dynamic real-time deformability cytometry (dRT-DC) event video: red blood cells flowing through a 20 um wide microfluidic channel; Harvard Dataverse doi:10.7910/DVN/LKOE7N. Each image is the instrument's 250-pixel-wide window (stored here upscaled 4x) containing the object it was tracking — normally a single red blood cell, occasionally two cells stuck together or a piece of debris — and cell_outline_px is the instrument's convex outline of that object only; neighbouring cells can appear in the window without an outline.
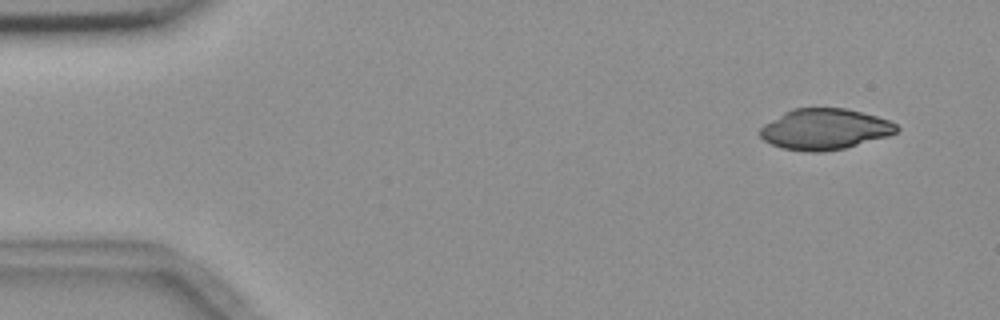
{"species": "common noctule bat (a hibernating species)", "species_latin": "Nyctalus noctula", "temperature_condition": "room temperature", "stored_images_in_passage": 4, "camera_frame_rate_fps": 3000, "um_per_image_px": 0.085, "animal": {"sex": "female", "body_mass_g": 18.4}, "frame": {"image": 1, "passage_image": 1, "time_ms": 0.0, "image_size_px": [1000, 320], "cell_outline_px": [[900, 128], [896, 132], [888, 136], [844, 148], [820, 152], [808, 152], [784, 148], [772, 144], [764, 140], [760, 136], [760, 128], [764, 124], [784, 112], [792, 108], [848, 108], [876, 116], [888, 120], [896, 124]], "centroid_in_image_um": [70.1, 10.97], "position_along_channel_um": 14.9, "area_um2": 32.37}}